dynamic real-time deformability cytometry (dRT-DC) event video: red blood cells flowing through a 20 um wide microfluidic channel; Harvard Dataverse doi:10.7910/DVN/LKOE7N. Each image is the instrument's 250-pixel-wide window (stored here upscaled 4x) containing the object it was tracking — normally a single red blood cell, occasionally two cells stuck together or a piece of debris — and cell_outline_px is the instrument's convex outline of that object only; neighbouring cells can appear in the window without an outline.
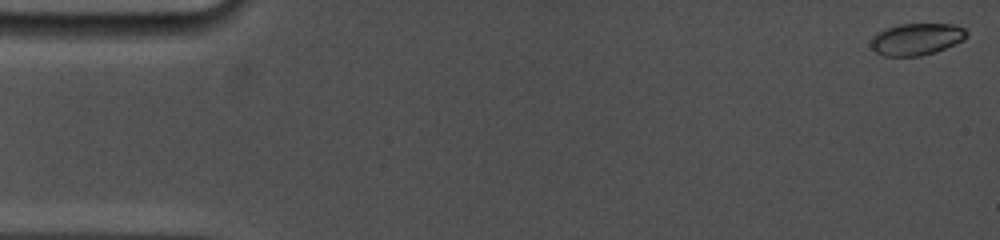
{"species": "common noctule bat (a hibernating species)", "species_latin": "Nyctalus noctula", "temperature_condition": "cold", "stored_images_in_passage": 8, "camera_frame_rate_fps": 5000, "um_per_image_px": 0.085, "animal": {"sex": "female", "body_mass_g": 19.0, "forearm_length_mm": 53.3}, "frame": {"image": 1, "passage_image": 1, "time_ms": 0.0, "image_size_px": [1000, 240], "cell_outline_px": [[968, 36], [964, 40], [936, 52], [920, 56], [884, 56], [876, 52], [872, 48], [872, 36], [876, 32], [900, 24], [952, 24], [964, 28], [968, 32]], "centroid_in_image_um": [77.93, 3.33], "position_along_channel_um": 7.1, "area_um2": 17.8}}
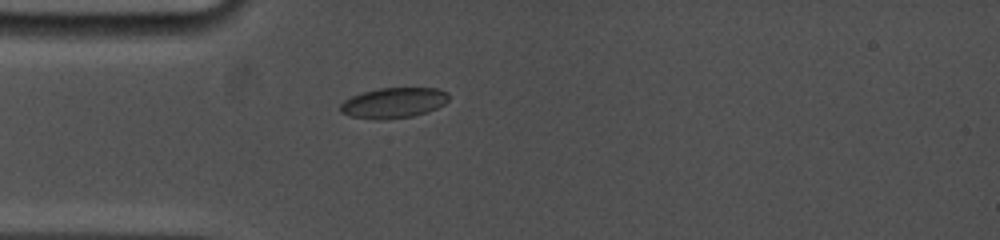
{"frame": {"image": 2, "passage_image": 8, "time_ms": 4.6, "image_size_px": [1000, 240], "cell_outline_px": [[448, 100], [444, 104], [428, 112], [412, 116], [380, 120], [348, 116], [340, 112], [340, 104], [344, 100], [352, 96], [364, 92], [380, 88], [436, 88], [448, 92]], "centroid_in_image_um": [33.44, 8.74], "position_along_channel_um": 51.6, "area_um2": 19.19}}